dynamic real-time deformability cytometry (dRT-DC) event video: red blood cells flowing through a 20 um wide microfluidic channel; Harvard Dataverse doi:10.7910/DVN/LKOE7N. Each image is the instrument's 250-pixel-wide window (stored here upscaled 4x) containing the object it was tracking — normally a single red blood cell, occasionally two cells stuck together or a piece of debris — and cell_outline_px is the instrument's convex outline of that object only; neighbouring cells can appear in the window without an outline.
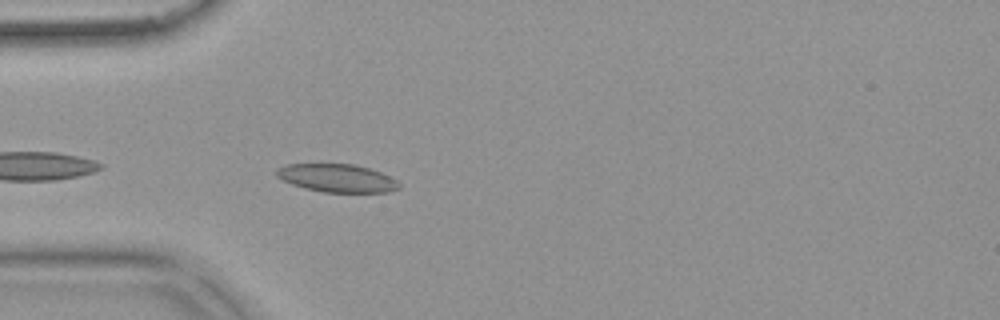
{"species": "common noctule bat (a hibernating species)", "species_latin": "Nyctalus noctula", "temperature_condition": "warm", "stored_images_in_passage": 13, "camera_frame_rate_fps": 3000, "um_per_image_px": 0.085, "animal": {"sex": "female", "body_mass_g": 18.4}, "frame": {"image": 1, "passage_image": 4, "time_ms": 1.0, "image_size_px": [1000, 320], "cell_outline_px": [[400, 188], [388, 192], [324, 192], [304, 188], [292, 184], [276, 176], [276, 168], [288, 164], [352, 164], [368, 168], [380, 172], [396, 180], [400, 184]], "centroid_in_image_um": [28.64, 15.14], "position_along_channel_um": 56.4, "area_um2": 19.88}}
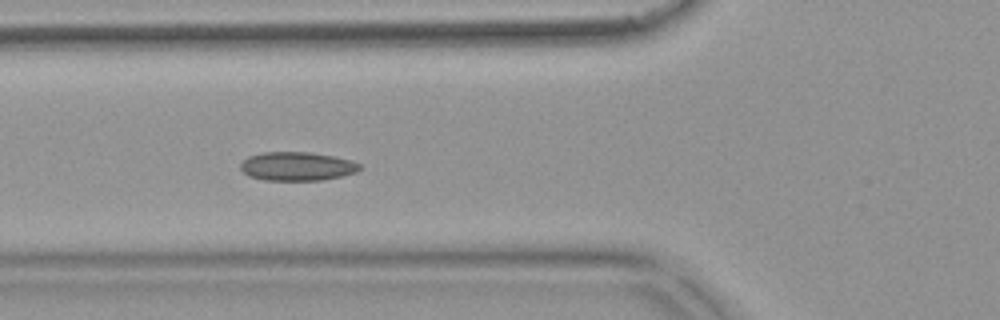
{"frame": {"image": 2, "passage_image": 8, "time_ms": 2.333, "image_size_px": [1000, 320], "cell_outline_px": [[360, 168], [356, 172], [340, 176], [320, 180], [264, 180], [248, 176], [240, 168], [240, 164], [248, 156], [264, 152], [308, 152], [332, 156], [352, 160], [360, 164]], "centroid_in_image_um": [25.22, 14.13], "position_along_channel_um": 100.6, "area_um2": 19.83}}